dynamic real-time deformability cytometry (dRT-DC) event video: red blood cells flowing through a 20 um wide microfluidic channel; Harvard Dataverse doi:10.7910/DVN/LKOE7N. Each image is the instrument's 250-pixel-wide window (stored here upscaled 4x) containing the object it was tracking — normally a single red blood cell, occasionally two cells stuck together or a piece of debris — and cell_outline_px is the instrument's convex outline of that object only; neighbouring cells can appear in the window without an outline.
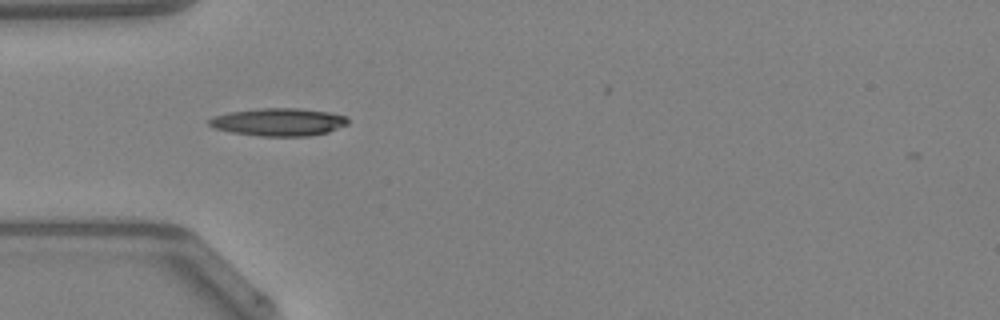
{"species": "Egyptian fruit bat (a non-hibernating species)", "species_latin": "Rousettus aegyptiacus", "temperature_condition": "warm", "stored_images_in_passage": 25, "camera_frame_rate_fps": 3000, "um_per_image_px": 0.085, "animal": {"sex": "female"}, "frame": {"image": 1, "passage_image": 1, "time_ms": 0.0, "image_size_px": [1000, 320], "cell_outline_px": [[348, 124], [328, 132], [308, 136], [260, 136], [232, 132], [212, 128], [208, 124], [208, 120], [212, 116], [228, 112], [260, 108], [300, 108], [328, 112], [348, 116]], "centroid_in_image_um": [23.67, 10.36], "position_along_channel_um": 61.3, "area_um2": 22.6}}
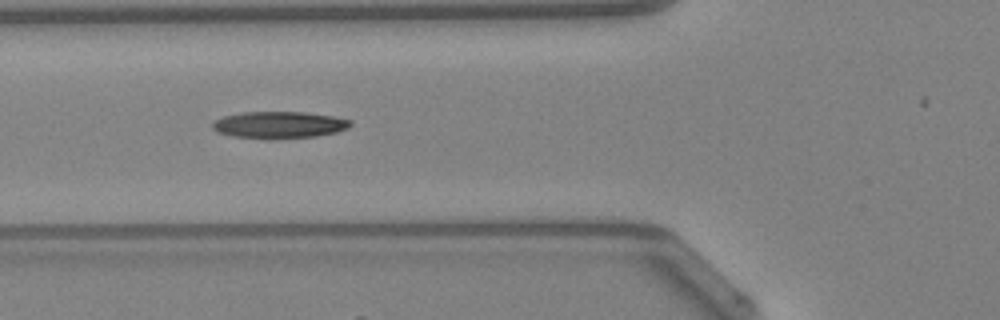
{"frame": {"image": 2, "passage_image": 4, "time_ms": 1.0, "image_size_px": [1000, 320], "cell_outline_px": [[352, 124], [348, 128], [336, 132], [316, 136], [232, 136], [220, 132], [212, 128], [212, 124], [216, 120], [224, 116], [240, 112], [304, 112], [332, 116], [352, 120]], "centroid_in_image_um": [23.77, 10.56], "position_along_channel_um": 102.0, "area_um2": 20.52}}